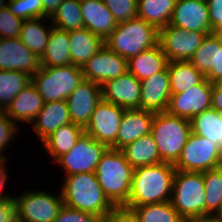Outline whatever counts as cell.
<instances>
[{"label":"cell","instance_id":"cell-15","mask_svg":"<svg viewBox=\"0 0 222 222\" xmlns=\"http://www.w3.org/2000/svg\"><path fill=\"white\" fill-rule=\"evenodd\" d=\"M101 99V85L84 79L66 99L71 122L85 129Z\"/></svg>","mask_w":222,"mask_h":222},{"label":"cell","instance_id":"cell-35","mask_svg":"<svg viewBox=\"0 0 222 222\" xmlns=\"http://www.w3.org/2000/svg\"><path fill=\"white\" fill-rule=\"evenodd\" d=\"M53 27L63 30L72 31L84 27L83 17L79 0H63L58 9L51 17Z\"/></svg>","mask_w":222,"mask_h":222},{"label":"cell","instance_id":"cell-24","mask_svg":"<svg viewBox=\"0 0 222 222\" xmlns=\"http://www.w3.org/2000/svg\"><path fill=\"white\" fill-rule=\"evenodd\" d=\"M167 64L168 59L160 44L142 51L127 60L128 71L140 81L163 71Z\"/></svg>","mask_w":222,"mask_h":222},{"label":"cell","instance_id":"cell-38","mask_svg":"<svg viewBox=\"0 0 222 222\" xmlns=\"http://www.w3.org/2000/svg\"><path fill=\"white\" fill-rule=\"evenodd\" d=\"M9 11L22 20L43 18V4L41 0H9Z\"/></svg>","mask_w":222,"mask_h":222},{"label":"cell","instance_id":"cell-52","mask_svg":"<svg viewBox=\"0 0 222 222\" xmlns=\"http://www.w3.org/2000/svg\"><path fill=\"white\" fill-rule=\"evenodd\" d=\"M5 0H0V9L7 7V4L4 3Z\"/></svg>","mask_w":222,"mask_h":222},{"label":"cell","instance_id":"cell-34","mask_svg":"<svg viewBox=\"0 0 222 222\" xmlns=\"http://www.w3.org/2000/svg\"><path fill=\"white\" fill-rule=\"evenodd\" d=\"M205 188V218L215 217L222 202V166L203 172Z\"/></svg>","mask_w":222,"mask_h":222},{"label":"cell","instance_id":"cell-4","mask_svg":"<svg viewBox=\"0 0 222 222\" xmlns=\"http://www.w3.org/2000/svg\"><path fill=\"white\" fill-rule=\"evenodd\" d=\"M104 44L114 53L129 59L159 44V30L140 17L117 24Z\"/></svg>","mask_w":222,"mask_h":222},{"label":"cell","instance_id":"cell-43","mask_svg":"<svg viewBox=\"0 0 222 222\" xmlns=\"http://www.w3.org/2000/svg\"><path fill=\"white\" fill-rule=\"evenodd\" d=\"M101 222H139L132 208L124 205L114 206Z\"/></svg>","mask_w":222,"mask_h":222},{"label":"cell","instance_id":"cell-21","mask_svg":"<svg viewBox=\"0 0 222 222\" xmlns=\"http://www.w3.org/2000/svg\"><path fill=\"white\" fill-rule=\"evenodd\" d=\"M84 27L103 41L116 29L117 21L102 0L80 1Z\"/></svg>","mask_w":222,"mask_h":222},{"label":"cell","instance_id":"cell-2","mask_svg":"<svg viewBox=\"0 0 222 222\" xmlns=\"http://www.w3.org/2000/svg\"><path fill=\"white\" fill-rule=\"evenodd\" d=\"M64 205L102 220L114 207L105 196L94 172L66 176L61 190Z\"/></svg>","mask_w":222,"mask_h":222},{"label":"cell","instance_id":"cell-11","mask_svg":"<svg viewBox=\"0 0 222 222\" xmlns=\"http://www.w3.org/2000/svg\"><path fill=\"white\" fill-rule=\"evenodd\" d=\"M206 35L205 32L187 31L168 24L159 30V44L168 62L189 61Z\"/></svg>","mask_w":222,"mask_h":222},{"label":"cell","instance_id":"cell-41","mask_svg":"<svg viewBox=\"0 0 222 222\" xmlns=\"http://www.w3.org/2000/svg\"><path fill=\"white\" fill-rule=\"evenodd\" d=\"M53 222H101V220L90 213L63 205Z\"/></svg>","mask_w":222,"mask_h":222},{"label":"cell","instance_id":"cell-47","mask_svg":"<svg viewBox=\"0 0 222 222\" xmlns=\"http://www.w3.org/2000/svg\"><path fill=\"white\" fill-rule=\"evenodd\" d=\"M212 108L222 112V86L212 83Z\"/></svg>","mask_w":222,"mask_h":222},{"label":"cell","instance_id":"cell-16","mask_svg":"<svg viewBox=\"0 0 222 222\" xmlns=\"http://www.w3.org/2000/svg\"><path fill=\"white\" fill-rule=\"evenodd\" d=\"M40 67V58L19 37L0 38V70L20 71L33 76Z\"/></svg>","mask_w":222,"mask_h":222},{"label":"cell","instance_id":"cell-44","mask_svg":"<svg viewBox=\"0 0 222 222\" xmlns=\"http://www.w3.org/2000/svg\"><path fill=\"white\" fill-rule=\"evenodd\" d=\"M206 3L212 33L222 36V0H208Z\"/></svg>","mask_w":222,"mask_h":222},{"label":"cell","instance_id":"cell-40","mask_svg":"<svg viewBox=\"0 0 222 222\" xmlns=\"http://www.w3.org/2000/svg\"><path fill=\"white\" fill-rule=\"evenodd\" d=\"M23 20L13 15L8 7L0 9V38L9 39L20 36Z\"/></svg>","mask_w":222,"mask_h":222},{"label":"cell","instance_id":"cell-23","mask_svg":"<svg viewBox=\"0 0 222 222\" xmlns=\"http://www.w3.org/2000/svg\"><path fill=\"white\" fill-rule=\"evenodd\" d=\"M33 121L34 130L43 142L60 126L71 122L66 100L44 103Z\"/></svg>","mask_w":222,"mask_h":222},{"label":"cell","instance_id":"cell-17","mask_svg":"<svg viewBox=\"0 0 222 222\" xmlns=\"http://www.w3.org/2000/svg\"><path fill=\"white\" fill-rule=\"evenodd\" d=\"M102 99L125 109L140 108L141 84L128 70L101 86Z\"/></svg>","mask_w":222,"mask_h":222},{"label":"cell","instance_id":"cell-8","mask_svg":"<svg viewBox=\"0 0 222 222\" xmlns=\"http://www.w3.org/2000/svg\"><path fill=\"white\" fill-rule=\"evenodd\" d=\"M222 166V155L216 142L190 133L180 157L174 164L176 170L185 172H204Z\"/></svg>","mask_w":222,"mask_h":222},{"label":"cell","instance_id":"cell-30","mask_svg":"<svg viewBox=\"0 0 222 222\" xmlns=\"http://www.w3.org/2000/svg\"><path fill=\"white\" fill-rule=\"evenodd\" d=\"M176 0H138L137 17L158 30L170 23Z\"/></svg>","mask_w":222,"mask_h":222},{"label":"cell","instance_id":"cell-36","mask_svg":"<svg viewBox=\"0 0 222 222\" xmlns=\"http://www.w3.org/2000/svg\"><path fill=\"white\" fill-rule=\"evenodd\" d=\"M139 222H183L171 201L132 207Z\"/></svg>","mask_w":222,"mask_h":222},{"label":"cell","instance_id":"cell-25","mask_svg":"<svg viewBox=\"0 0 222 222\" xmlns=\"http://www.w3.org/2000/svg\"><path fill=\"white\" fill-rule=\"evenodd\" d=\"M70 57L73 65L84 64L104 45V41L85 27L68 32Z\"/></svg>","mask_w":222,"mask_h":222},{"label":"cell","instance_id":"cell-51","mask_svg":"<svg viewBox=\"0 0 222 222\" xmlns=\"http://www.w3.org/2000/svg\"><path fill=\"white\" fill-rule=\"evenodd\" d=\"M215 218L222 222V202L220 205L219 213L215 216Z\"/></svg>","mask_w":222,"mask_h":222},{"label":"cell","instance_id":"cell-19","mask_svg":"<svg viewBox=\"0 0 222 222\" xmlns=\"http://www.w3.org/2000/svg\"><path fill=\"white\" fill-rule=\"evenodd\" d=\"M140 109L154 113L167 111L170 101V80L167 67L140 81Z\"/></svg>","mask_w":222,"mask_h":222},{"label":"cell","instance_id":"cell-50","mask_svg":"<svg viewBox=\"0 0 222 222\" xmlns=\"http://www.w3.org/2000/svg\"><path fill=\"white\" fill-rule=\"evenodd\" d=\"M183 222H220L215 217H206V218H196V219H187Z\"/></svg>","mask_w":222,"mask_h":222},{"label":"cell","instance_id":"cell-37","mask_svg":"<svg viewBox=\"0 0 222 222\" xmlns=\"http://www.w3.org/2000/svg\"><path fill=\"white\" fill-rule=\"evenodd\" d=\"M217 48L219 35L208 34L189 61L205 76L212 68H216Z\"/></svg>","mask_w":222,"mask_h":222},{"label":"cell","instance_id":"cell-20","mask_svg":"<svg viewBox=\"0 0 222 222\" xmlns=\"http://www.w3.org/2000/svg\"><path fill=\"white\" fill-rule=\"evenodd\" d=\"M154 112L140 108L125 109L115 141V150L151 133Z\"/></svg>","mask_w":222,"mask_h":222},{"label":"cell","instance_id":"cell-6","mask_svg":"<svg viewBox=\"0 0 222 222\" xmlns=\"http://www.w3.org/2000/svg\"><path fill=\"white\" fill-rule=\"evenodd\" d=\"M171 203L183 220L205 218V188L203 172L176 170Z\"/></svg>","mask_w":222,"mask_h":222},{"label":"cell","instance_id":"cell-48","mask_svg":"<svg viewBox=\"0 0 222 222\" xmlns=\"http://www.w3.org/2000/svg\"><path fill=\"white\" fill-rule=\"evenodd\" d=\"M43 4V18H51L63 0H41Z\"/></svg>","mask_w":222,"mask_h":222},{"label":"cell","instance_id":"cell-45","mask_svg":"<svg viewBox=\"0 0 222 222\" xmlns=\"http://www.w3.org/2000/svg\"><path fill=\"white\" fill-rule=\"evenodd\" d=\"M16 203L13 197L0 198V222H16Z\"/></svg>","mask_w":222,"mask_h":222},{"label":"cell","instance_id":"cell-49","mask_svg":"<svg viewBox=\"0 0 222 222\" xmlns=\"http://www.w3.org/2000/svg\"><path fill=\"white\" fill-rule=\"evenodd\" d=\"M6 158H1L0 159V191L2 192L4 186H5V182H6V179H7V174H6V168L4 167V163H6ZM0 192V198H4V197H10L9 195L7 196H4L2 195V193Z\"/></svg>","mask_w":222,"mask_h":222},{"label":"cell","instance_id":"cell-42","mask_svg":"<svg viewBox=\"0 0 222 222\" xmlns=\"http://www.w3.org/2000/svg\"><path fill=\"white\" fill-rule=\"evenodd\" d=\"M17 127L15 122L6 115L5 111H0V159L5 158L1 155V152H3L9 141L14 138L13 135L17 132Z\"/></svg>","mask_w":222,"mask_h":222},{"label":"cell","instance_id":"cell-31","mask_svg":"<svg viewBox=\"0 0 222 222\" xmlns=\"http://www.w3.org/2000/svg\"><path fill=\"white\" fill-rule=\"evenodd\" d=\"M191 132L216 142L222 155V119L220 112L213 108L195 115L191 120Z\"/></svg>","mask_w":222,"mask_h":222},{"label":"cell","instance_id":"cell-13","mask_svg":"<svg viewBox=\"0 0 222 222\" xmlns=\"http://www.w3.org/2000/svg\"><path fill=\"white\" fill-rule=\"evenodd\" d=\"M212 108V83L205 77L185 92L171 94L167 112L191 120L195 115Z\"/></svg>","mask_w":222,"mask_h":222},{"label":"cell","instance_id":"cell-7","mask_svg":"<svg viewBox=\"0 0 222 222\" xmlns=\"http://www.w3.org/2000/svg\"><path fill=\"white\" fill-rule=\"evenodd\" d=\"M84 79L82 69L73 64L61 67L41 66L31 76V82L44 103L66 100Z\"/></svg>","mask_w":222,"mask_h":222},{"label":"cell","instance_id":"cell-29","mask_svg":"<svg viewBox=\"0 0 222 222\" xmlns=\"http://www.w3.org/2000/svg\"><path fill=\"white\" fill-rule=\"evenodd\" d=\"M84 129L74 123L60 126L42 144L55 161L62 155L68 153L76 141L82 136Z\"/></svg>","mask_w":222,"mask_h":222},{"label":"cell","instance_id":"cell-46","mask_svg":"<svg viewBox=\"0 0 222 222\" xmlns=\"http://www.w3.org/2000/svg\"><path fill=\"white\" fill-rule=\"evenodd\" d=\"M205 77L211 83H217L222 78V36L219 35V48H217L216 68H212Z\"/></svg>","mask_w":222,"mask_h":222},{"label":"cell","instance_id":"cell-10","mask_svg":"<svg viewBox=\"0 0 222 222\" xmlns=\"http://www.w3.org/2000/svg\"><path fill=\"white\" fill-rule=\"evenodd\" d=\"M107 149L105 144L99 143L91 136L83 133L73 148L60 156L56 162L64 167L67 176L76 173H95L97 164Z\"/></svg>","mask_w":222,"mask_h":222},{"label":"cell","instance_id":"cell-53","mask_svg":"<svg viewBox=\"0 0 222 222\" xmlns=\"http://www.w3.org/2000/svg\"><path fill=\"white\" fill-rule=\"evenodd\" d=\"M217 83L222 86V78Z\"/></svg>","mask_w":222,"mask_h":222},{"label":"cell","instance_id":"cell-9","mask_svg":"<svg viewBox=\"0 0 222 222\" xmlns=\"http://www.w3.org/2000/svg\"><path fill=\"white\" fill-rule=\"evenodd\" d=\"M14 199L18 222H53L64 205L61 194L57 197L44 191H28Z\"/></svg>","mask_w":222,"mask_h":222},{"label":"cell","instance_id":"cell-12","mask_svg":"<svg viewBox=\"0 0 222 222\" xmlns=\"http://www.w3.org/2000/svg\"><path fill=\"white\" fill-rule=\"evenodd\" d=\"M125 108L111 104L103 99L97 104L84 133L115 149V141Z\"/></svg>","mask_w":222,"mask_h":222},{"label":"cell","instance_id":"cell-39","mask_svg":"<svg viewBox=\"0 0 222 222\" xmlns=\"http://www.w3.org/2000/svg\"><path fill=\"white\" fill-rule=\"evenodd\" d=\"M117 23L137 17L138 0H102Z\"/></svg>","mask_w":222,"mask_h":222},{"label":"cell","instance_id":"cell-3","mask_svg":"<svg viewBox=\"0 0 222 222\" xmlns=\"http://www.w3.org/2000/svg\"><path fill=\"white\" fill-rule=\"evenodd\" d=\"M134 168L121 150L108 148L102 155L95 171L105 196L114 206L128 202Z\"/></svg>","mask_w":222,"mask_h":222},{"label":"cell","instance_id":"cell-1","mask_svg":"<svg viewBox=\"0 0 222 222\" xmlns=\"http://www.w3.org/2000/svg\"><path fill=\"white\" fill-rule=\"evenodd\" d=\"M175 171L174 165L166 162L135 168L129 199L124 206L132 208L171 201Z\"/></svg>","mask_w":222,"mask_h":222},{"label":"cell","instance_id":"cell-5","mask_svg":"<svg viewBox=\"0 0 222 222\" xmlns=\"http://www.w3.org/2000/svg\"><path fill=\"white\" fill-rule=\"evenodd\" d=\"M191 133L189 119L169 114L154 113L151 134L157 144L162 162L175 164Z\"/></svg>","mask_w":222,"mask_h":222},{"label":"cell","instance_id":"cell-33","mask_svg":"<svg viewBox=\"0 0 222 222\" xmlns=\"http://www.w3.org/2000/svg\"><path fill=\"white\" fill-rule=\"evenodd\" d=\"M30 83L31 76L24 72L0 70V110L5 111L13 98Z\"/></svg>","mask_w":222,"mask_h":222},{"label":"cell","instance_id":"cell-14","mask_svg":"<svg viewBox=\"0 0 222 222\" xmlns=\"http://www.w3.org/2000/svg\"><path fill=\"white\" fill-rule=\"evenodd\" d=\"M81 69L86 80L102 86L125 73L128 65L127 59L114 53L104 44Z\"/></svg>","mask_w":222,"mask_h":222},{"label":"cell","instance_id":"cell-22","mask_svg":"<svg viewBox=\"0 0 222 222\" xmlns=\"http://www.w3.org/2000/svg\"><path fill=\"white\" fill-rule=\"evenodd\" d=\"M43 105V98L31 82L13 98L5 113L14 122L18 120L33 123Z\"/></svg>","mask_w":222,"mask_h":222},{"label":"cell","instance_id":"cell-32","mask_svg":"<svg viewBox=\"0 0 222 222\" xmlns=\"http://www.w3.org/2000/svg\"><path fill=\"white\" fill-rule=\"evenodd\" d=\"M40 19L44 18L23 20L22 29L19 36L20 41L38 58H41L46 50L52 29L49 28L46 30V28L40 24Z\"/></svg>","mask_w":222,"mask_h":222},{"label":"cell","instance_id":"cell-26","mask_svg":"<svg viewBox=\"0 0 222 222\" xmlns=\"http://www.w3.org/2000/svg\"><path fill=\"white\" fill-rule=\"evenodd\" d=\"M121 151L134 169L162 162L157 144L151 133L126 145Z\"/></svg>","mask_w":222,"mask_h":222},{"label":"cell","instance_id":"cell-18","mask_svg":"<svg viewBox=\"0 0 222 222\" xmlns=\"http://www.w3.org/2000/svg\"><path fill=\"white\" fill-rule=\"evenodd\" d=\"M170 25L184 28L187 31L212 33L208 6L205 1L176 0Z\"/></svg>","mask_w":222,"mask_h":222},{"label":"cell","instance_id":"cell-28","mask_svg":"<svg viewBox=\"0 0 222 222\" xmlns=\"http://www.w3.org/2000/svg\"><path fill=\"white\" fill-rule=\"evenodd\" d=\"M167 69L171 94L185 92L205 78L190 61H170L167 64Z\"/></svg>","mask_w":222,"mask_h":222},{"label":"cell","instance_id":"cell-27","mask_svg":"<svg viewBox=\"0 0 222 222\" xmlns=\"http://www.w3.org/2000/svg\"><path fill=\"white\" fill-rule=\"evenodd\" d=\"M68 31L52 28L40 66L61 67L71 65Z\"/></svg>","mask_w":222,"mask_h":222}]
</instances>
